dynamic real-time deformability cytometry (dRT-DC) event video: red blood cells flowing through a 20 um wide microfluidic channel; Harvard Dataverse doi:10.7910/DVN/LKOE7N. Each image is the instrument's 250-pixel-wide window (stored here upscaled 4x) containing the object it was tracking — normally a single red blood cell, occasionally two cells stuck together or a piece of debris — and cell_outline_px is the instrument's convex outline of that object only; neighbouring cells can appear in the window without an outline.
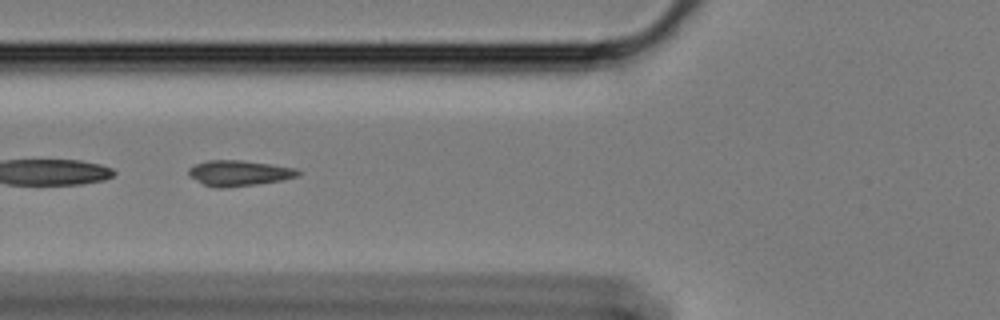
{"species": "Egyptian fruit bat (a non-hibernating species)", "species_latin": "Rousettus aegyptiacus", "temperature_condition": "cold", "stored_images_in_passage": 43, "segment_of_instrument_passage": [2, 2], "camera_frame_rate_fps": 3000, "um_per_image_px": 0.085, "animal": {"sex": "female"}, "frame": {"image": 1, "passage_image": 8, "time_ms": 2.333, "image_size_px": [1000, 320], "cell_outline_px": [[300, 176], [284, 180], [256, 184], [220, 188], [204, 184], [188, 176], [188, 168], [196, 164], [208, 160], [240, 160], [272, 164], [296, 168], [300, 172]], "centroid_in_image_um": [20.34, 14.71], "position_along_channel_um": 105.5, "area_um2": 16.3}}
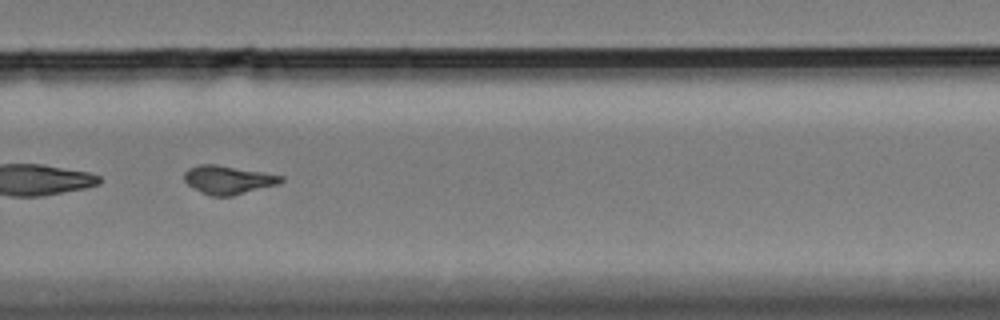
{"frame": {"image": 2, "passage_image": 26, "time_ms": 8.333, "image_size_px": [1000, 320], "cell_outline_px": [[284, 180], [280, 184], [232, 196], [208, 196], [188, 184], [184, 180], [184, 172], [188, 168], [200, 164], [216, 164], [284, 176]], "centroid_in_image_um": [19.4, 15.29], "position_along_channel_um": 310.4, "area_um2": 16.07}}
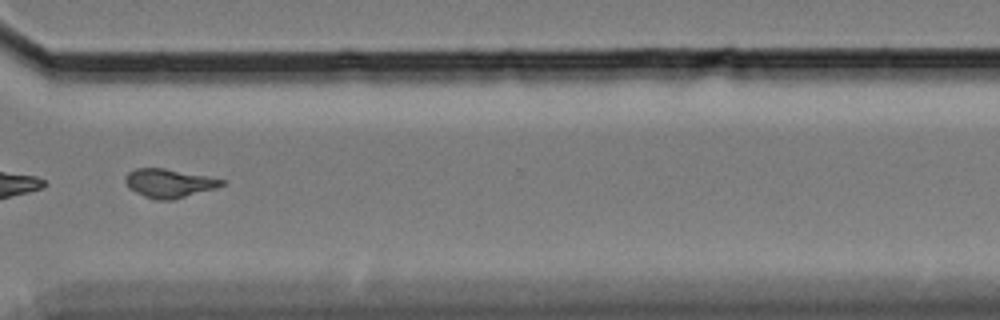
{"frame": {"image": 3, "passage_image": 30, "time_ms": 9.667, "image_size_px": [1000, 320], "cell_outline_px": [[224, 184], [216, 188], [172, 200], [156, 200], [144, 196], [128, 188], [124, 180], [124, 176], [128, 172], [136, 168], [164, 168], [208, 176], [224, 180]], "centroid_in_image_um": [14.33, 15.57], "position_along_channel_um": 356.3, "area_um2": 16.13}}